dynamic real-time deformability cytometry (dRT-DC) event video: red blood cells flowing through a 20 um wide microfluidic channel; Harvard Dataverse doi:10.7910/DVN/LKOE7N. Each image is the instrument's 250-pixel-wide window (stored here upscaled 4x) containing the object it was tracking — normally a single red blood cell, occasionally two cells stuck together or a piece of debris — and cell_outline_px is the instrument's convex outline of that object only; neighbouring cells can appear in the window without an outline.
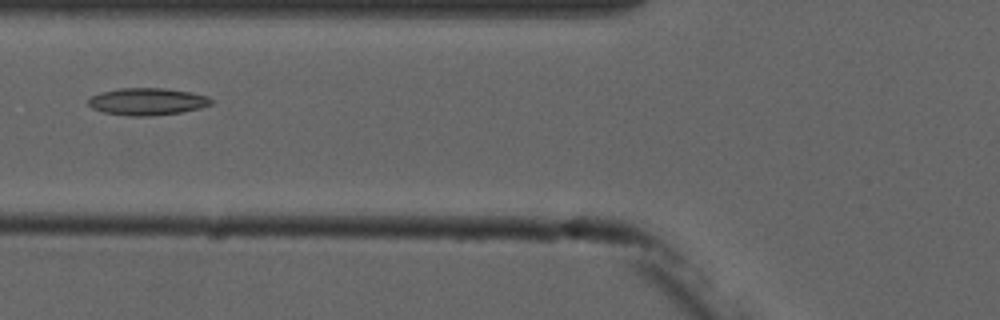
{"species": "common noctule bat (a hibernating species)", "species_latin": "Nyctalus noctula", "temperature_condition": "cold", "stored_images_in_passage": 6, "camera_frame_rate_fps": 3000, "um_per_image_px": 0.085, "animal": {"sex": "male", "forearm_length_mm": 52.5}, "frame": {"image": 1, "passage_image": 6, "time_ms": 5.667, "image_size_px": [1000, 320], "cell_outline_px": [[212, 104], [200, 108], [180, 112], [148, 116], [128, 116], [104, 112], [92, 108], [88, 104], [88, 100], [92, 96], [100, 92], [120, 88], [164, 88], [188, 92], [208, 96], [212, 100]], "centroid_in_image_um": [12.5, 8.63], "position_along_channel_um": 113.3, "area_um2": 19.31}}